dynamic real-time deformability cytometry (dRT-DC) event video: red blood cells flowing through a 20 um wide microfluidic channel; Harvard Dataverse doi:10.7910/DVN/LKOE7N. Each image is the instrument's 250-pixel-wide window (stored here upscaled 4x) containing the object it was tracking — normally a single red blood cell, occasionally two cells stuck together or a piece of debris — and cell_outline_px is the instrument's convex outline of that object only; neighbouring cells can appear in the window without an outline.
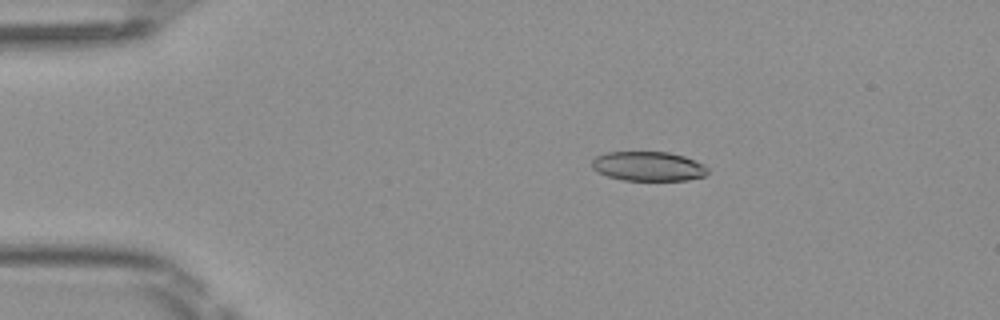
{"species": "Egyptian fruit bat (a non-hibernating species)", "species_latin": "Rousettus aegyptiacus", "temperature_condition": "room temperature", "stored_images_in_passage": 50, "camera_frame_rate_fps": 3000, "um_per_image_px": 0.085, "frame": {"image": 1, "passage_image": 10, "time_ms": 3.0, "image_size_px": [1000, 320], "cell_outline_px": [[708, 172], [704, 176], [688, 180], [624, 180], [608, 176], [596, 172], [592, 168], [592, 160], [596, 156], [608, 152], [668, 152], [684, 156], [704, 164], [708, 168]], "centroid_in_image_um": [55.1, 14.13], "position_along_channel_um": 29.9, "area_um2": 19.88}}
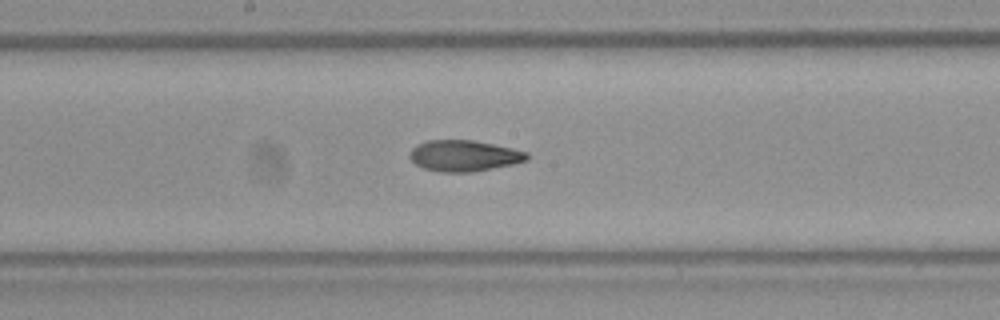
{"frame": {"image": 2, "passage_image": 27, "time_ms": 8.667, "image_size_px": [1000, 320], "cell_outline_px": [[528, 160], [512, 164], [472, 172], [440, 172], [424, 168], [416, 164], [408, 156], [408, 152], [416, 144], [428, 140], [472, 140], [512, 148], [528, 152]], "centroid_in_image_um": [39.41, 13.23], "position_along_channel_um": 208.8, "area_um2": 21.21}}
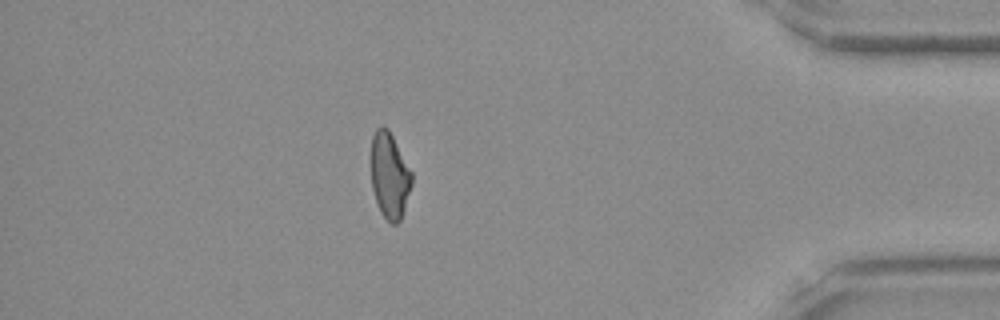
{"frame": {"image": 3, "passage_image": 44, "time_ms": 14.333, "image_size_px": [1000, 320], "cell_outline_px": [[412, 184], [400, 220], [396, 224], [392, 224], [380, 212], [372, 188], [372, 136], [376, 128], [388, 128], [412, 172]], "centroid_in_image_um": [33.12, 14.93], "position_along_channel_um": 402.1, "area_um2": 19.94}, "authors_computed_cell_mechanics": {"area_um2": 21.1548, "velocity_mm_per_s": 4.131, "shape_relaxation_time_tau1_ms": null, "shape_relaxation_time_tau2_ms": 2.3381, "deformation_change_tau1": null, "deformation_change_tau2": 0.0976}}